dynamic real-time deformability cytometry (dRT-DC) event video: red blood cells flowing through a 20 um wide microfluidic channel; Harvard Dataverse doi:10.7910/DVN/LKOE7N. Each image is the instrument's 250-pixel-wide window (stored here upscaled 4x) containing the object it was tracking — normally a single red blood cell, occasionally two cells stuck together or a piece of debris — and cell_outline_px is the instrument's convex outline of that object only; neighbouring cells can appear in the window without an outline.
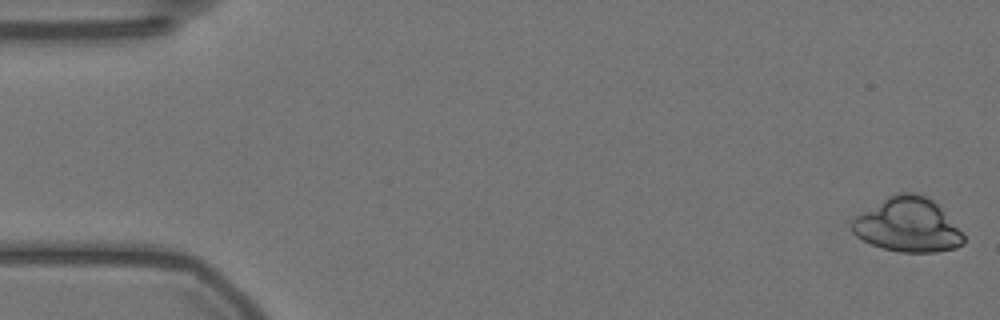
{"species": "Egyptian fruit bat (a non-hibernating species)", "species_latin": "Rousettus aegyptiacus", "temperature_condition": "warm", "stored_images_in_passage": 57, "camera_frame_rate_fps": 3000, "um_per_image_px": 0.085, "animal": {"sex": "female"}, "frame": {"image": 1, "passage_image": 1, "time_ms": 0.0, "image_size_px": [1000, 320], "cell_outline_px": [[964, 244], [956, 248], [936, 252], [900, 252], [884, 248], [872, 244], [856, 236], [852, 232], [852, 220], [856, 216], [888, 196], [896, 192], [920, 192], [928, 196], [940, 208], [964, 236]], "centroid_in_image_um": [77.15, 19.12], "position_along_channel_um": 7.8, "area_um2": 34.97}}
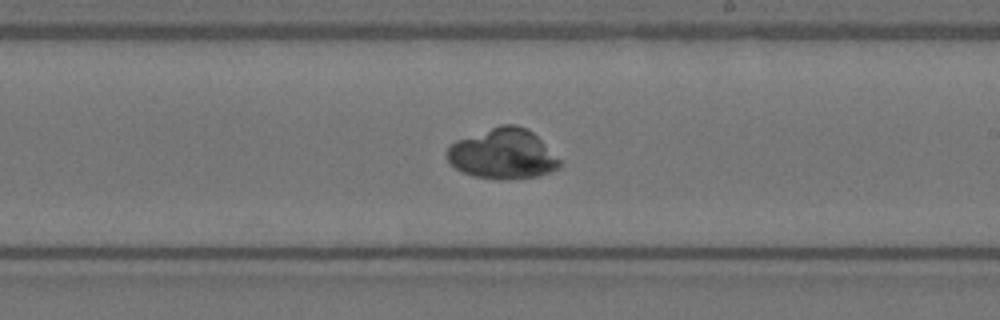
{"frame": {"image": 2, "passage_image": 33, "time_ms": 10.667, "image_size_px": [1000, 320], "cell_outline_px": [[560, 168], [536, 176], [504, 180], [472, 176], [456, 168], [448, 160], [444, 152], [456, 140], [500, 124], [516, 124], [528, 128], [560, 160]], "centroid_in_image_um": [42.71, 13.07], "position_along_channel_um": 246.3, "area_um2": 32.83}}
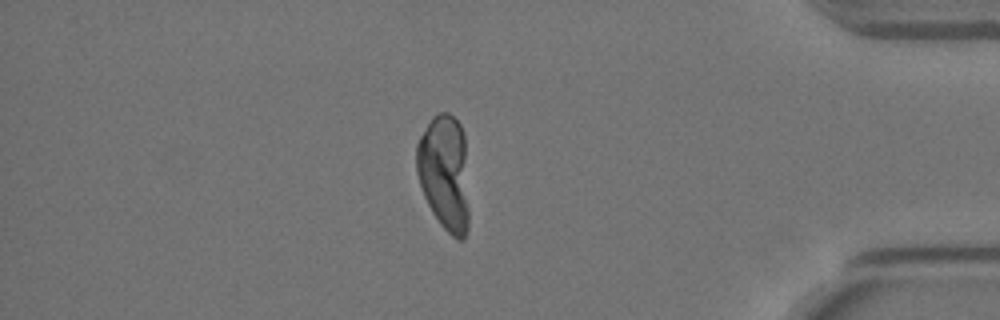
{"frame": {"image": 3, "passage_image": 49, "time_ms": 16.0, "image_size_px": [1000, 320], "cell_outline_px": [[468, 232], [464, 240], [456, 240], [440, 224], [432, 212], [424, 196], [416, 172], [416, 144], [420, 136], [432, 116], [440, 112], [448, 112], [460, 124], [464, 136], [468, 208]], "centroid_in_image_um": [37.77, 14.69], "position_along_channel_um": 397.4, "area_um2": 35.55}}